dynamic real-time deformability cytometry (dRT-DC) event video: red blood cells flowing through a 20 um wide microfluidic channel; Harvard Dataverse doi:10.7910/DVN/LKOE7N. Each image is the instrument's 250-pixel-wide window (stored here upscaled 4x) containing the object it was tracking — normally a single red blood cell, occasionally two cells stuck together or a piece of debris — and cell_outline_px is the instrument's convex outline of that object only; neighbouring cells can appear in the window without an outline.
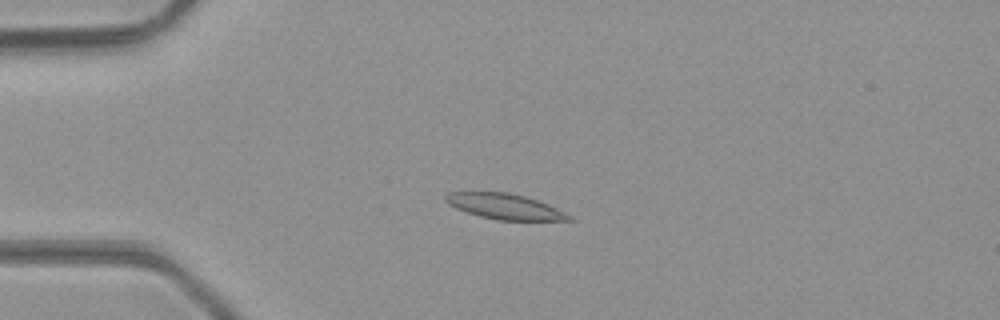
{"species": "common noctule bat (a hibernating species)", "species_latin": "Nyctalus noctula", "temperature_condition": "room temperature", "stored_images_in_passage": 49, "camera_frame_rate_fps": 3000, "um_per_image_px": 0.085, "animal": {"sex": "male", "body_mass_g": 23.1, "forearm_length_mm": 52.7}, "frame": {"image": 1, "passage_image": 13, "time_ms": 4.0, "image_size_px": [1000, 320], "cell_outline_px": [[576, 220], [496, 220], [480, 216], [456, 208], [448, 204], [444, 200], [444, 196], [448, 192], [508, 192], [524, 196], [548, 204], [572, 216]], "centroid_in_image_um": [42.89, 17.55], "position_along_channel_um": 42.1, "area_um2": 18.21}}
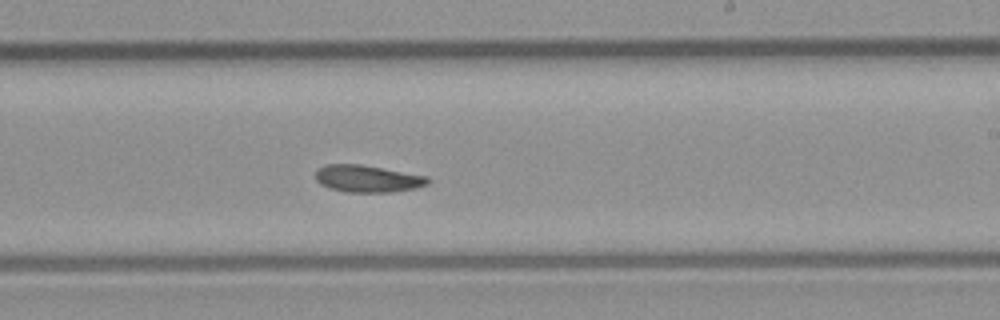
{"frame": {"image": 2, "passage_image": 30, "time_ms": 9.667, "image_size_px": [1000, 320], "cell_outline_px": [[432, 180], [428, 184], [416, 188], [392, 192], [348, 192], [328, 188], [320, 184], [316, 180], [316, 168], [324, 164], [360, 164], [428, 176]], "centroid_in_image_um": [31.24, 15.18], "position_along_channel_um": 257.8, "area_um2": 17.92}}
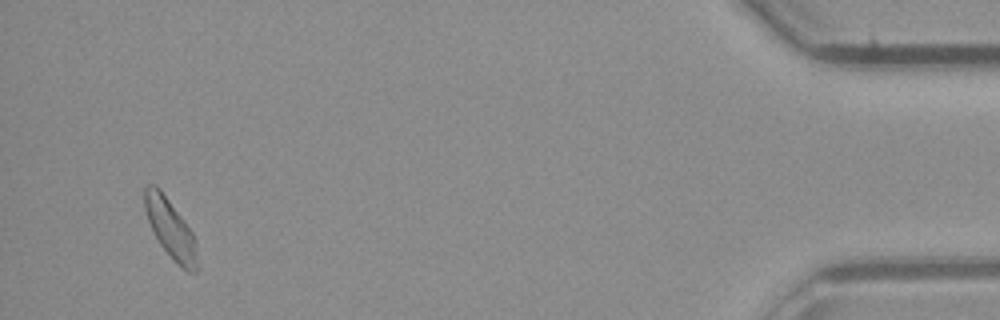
{"frame": {"image": 3, "passage_image": 47, "time_ms": 15.333, "image_size_px": [1000, 320], "cell_outline_px": [[196, 272], [188, 272], [176, 264], [160, 244], [148, 220], [144, 208], [144, 188], [148, 184], [156, 184], [160, 188], [184, 220], [192, 232], [196, 248]], "centroid_in_image_um": [14.46, 19.4], "position_along_channel_um": 420.7, "area_um2": 17.86}, "authors_computed_cell_mechanics": {"area_um2": 18.207, "velocity_mm_per_s": 4.2986, "shape_relaxation_time_tau1_ms": 6.6955, "shape_relaxation_time_tau2_ms": null, "deformation_change_tau1": 0.11, "deformation_change_tau2": null}}